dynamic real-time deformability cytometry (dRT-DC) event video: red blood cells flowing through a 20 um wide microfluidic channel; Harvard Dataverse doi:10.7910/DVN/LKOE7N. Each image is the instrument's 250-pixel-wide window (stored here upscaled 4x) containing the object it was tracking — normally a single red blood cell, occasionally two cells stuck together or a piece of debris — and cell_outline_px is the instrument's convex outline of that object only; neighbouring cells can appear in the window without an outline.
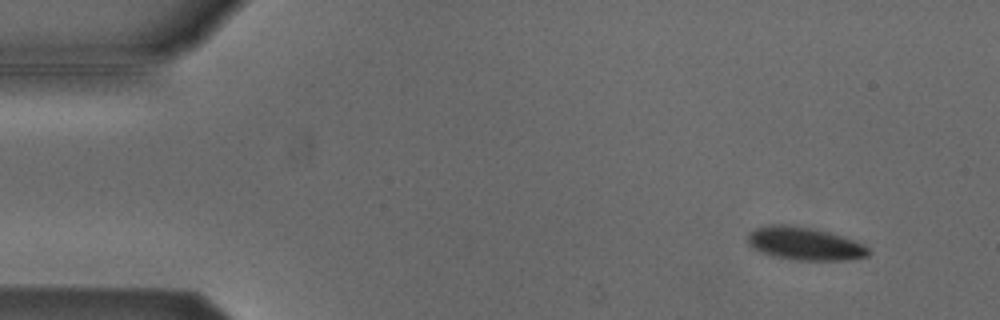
{"species": "Egyptian fruit bat (a non-hibernating species)", "species_latin": "Rousettus aegyptiacus", "temperature_condition": "cold", "stored_images_in_passage": 4, "camera_frame_rate_fps": 3000, "um_per_image_px": 0.085, "animal": {"sex": "male"}, "frame": {"image": 1, "passage_image": 1, "time_ms": 0.0, "image_size_px": [1000, 320], "cell_outline_px": [[872, 252], [868, 256], [848, 260], [792, 260], [772, 256], [760, 252], [752, 248], [748, 244], [748, 232], [756, 228], [772, 224], [784, 224], [808, 228], [828, 232], [864, 244]], "centroid_in_image_um": [68.37, 20.73], "position_along_channel_um": 16.6, "area_um2": 23.18}}